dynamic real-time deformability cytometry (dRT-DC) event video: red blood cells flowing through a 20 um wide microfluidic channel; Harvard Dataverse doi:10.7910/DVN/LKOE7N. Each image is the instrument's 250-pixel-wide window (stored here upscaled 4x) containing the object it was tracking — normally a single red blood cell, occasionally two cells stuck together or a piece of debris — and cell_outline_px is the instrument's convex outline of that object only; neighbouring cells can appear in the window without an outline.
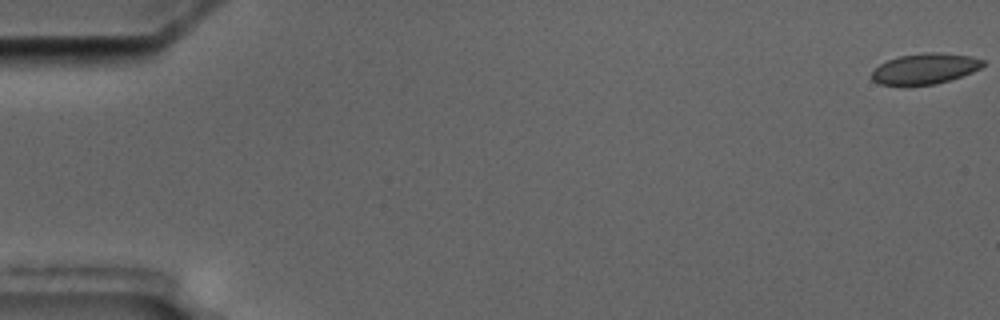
{"species": "common noctule bat (a hibernating species)", "species_latin": "Nyctalus noctula", "temperature_condition": "cold", "stored_images_in_passage": 6, "camera_frame_rate_fps": 3000, "um_per_image_px": 0.085, "animal": {"sex": "male", "body_mass_g": 17.5, "forearm_length_mm": 52.3}, "frame": {"image": 1, "passage_image": 1, "time_ms": 0.0, "image_size_px": [1000, 320], "cell_outline_px": [[984, 64], [980, 68], [972, 72], [936, 84], [908, 88], [904, 88], [880, 84], [872, 80], [872, 72], [880, 64], [888, 60], [900, 56], [924, 52], [940, 52], [972, 56], [984, 60]], "centroid_in_image_um": [78.58, 5.87], "position_along_channel_um": 6.4, "area_um2": 20.4}}
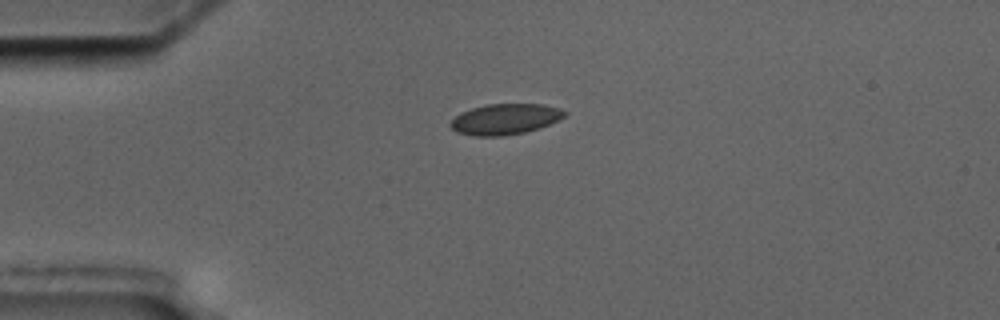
{"frame": {"image": 2, "passage_image": 5, "time_ms": 4.667, "image_size_px": [1000, 320], "cell_outline_px": [[568, 112], [560, 120], [540, 128], [524, 132], [504, 136], [472, 136], [456, 132], [448, 124], [460, 112], [484, 104], [544, 104], [560, 108]], "centroid_in_image_um": [42.94, 10.13], "position_along_channel_um": 42.1, "area_um2": 20.69}}